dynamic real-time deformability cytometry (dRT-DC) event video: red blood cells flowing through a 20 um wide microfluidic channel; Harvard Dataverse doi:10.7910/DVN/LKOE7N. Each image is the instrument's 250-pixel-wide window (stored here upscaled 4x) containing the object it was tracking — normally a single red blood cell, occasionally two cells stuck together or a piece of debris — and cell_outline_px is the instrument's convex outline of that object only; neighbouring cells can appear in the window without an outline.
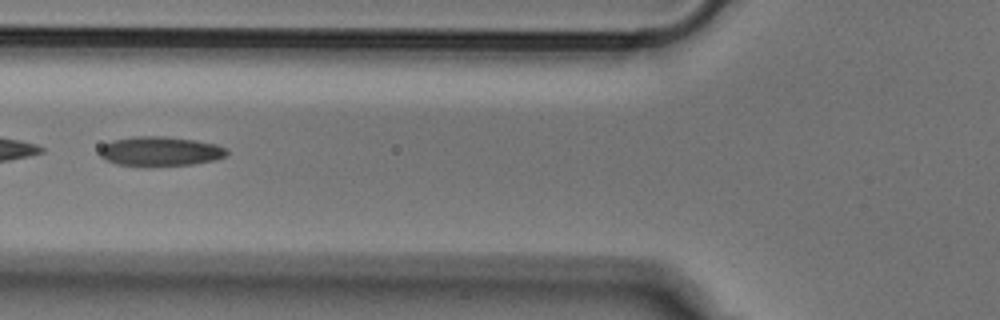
{"species": "Egyptian fruit bat (a non-hibernating species)", "species_latin": "Rousettus aegyptiacus", "temperature_condition": "cold", "stored_images_in_passage": 44, "camera_frame_rate_fps": 3000, "um_per_image_px": 0.085, "animal": {"sex": "male"}, "frame": {"image": 1, "passage_image": 13, "time_ms": 4.0, "image_size_px": [1000, 320], "cell_outline_px": [[228, 152], [224, 156], [216, 160], [192, 164], [148, 168], [144, 168], [116, 164], [100, 156], [100, 148], [104, 144], [112, 140], [132, 136], [164, 136], [196, 140], [216, 144], [228, 148]], "centroid_in_image_um": [13.61, 12.88], "position_along_channel_um": 112.2, "area_um2": 22.48}}
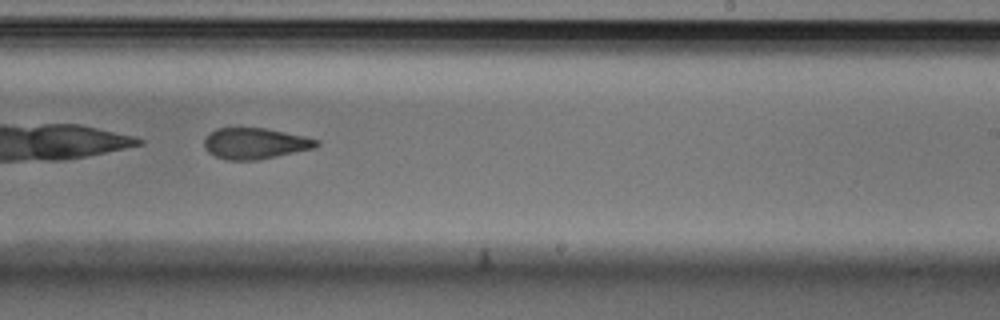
{"frame": {"image": 2, "passage_image": 25, "time_ms": 8.0, "image_size_px": [1000, 320], "cell_outline_px": [[320, 144], [316, 148], [256, 160], [224, 160], [208, 152], [204, 148], [204, 140], [208, 132], [216, 128], [268, 128], [304, 136], [320, 140]], "centroid_in_image_um": [21.68, 12.19], "position_along_channel_um": 267.3, "area_um2": 20.52}}
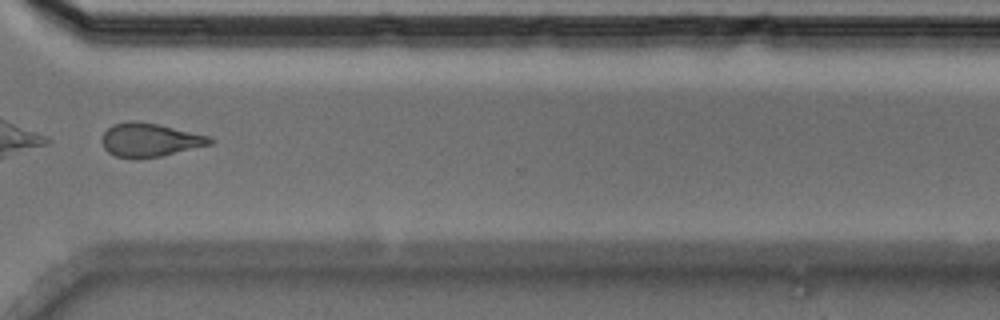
{"frame": {"image": 3, "passage_image": 32, "time_ms": 10.333, "image_size_px": [1000, 320], "cell_outline_px": [[216, 140], [212, 144], [160, 156], [136, 160], [116, 156], [108, 152], [104, 148], [100, 140], [104, 132], [108, 128], [116, 124], [132, 120], [140, 120], [212, 136]], "centroid_in_image_um": [12.75, 11.9], "position_along_channel_um": 357.9, "area_um2": 21.5}}